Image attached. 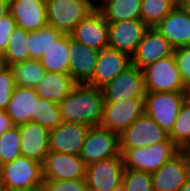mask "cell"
Masks as SVG:
<instances>
[{
	"label": "cell",
	"instance_id": "16",
	"mask_svg": "<svg viewBox=\"0 0 190 191\" xmlns=\"http://www.w3.org/2000/svg\"><path fill=\"white\" fill-rule=\"evenodd\" d=\"M173 52L170 42L155 28H149L131 56V64L143 70L146 66L173 55Z\"/></svg>",
	"mask_w": 190,
	"mask_h": 191
},
{
	"label": "cell",
	"instance_id": "32",
	"mask_svg": "<svg viewBox=\"0 0 190 191\" xmlns=\"http://www.w3.org/2000/svg\"><path fill=\"white\" fill-rule=\"evenodd\" d=\"M21 156L20 130L14 125L0 135V165L12 162Z\"/></svg>",
	"mask_w": 190,
	"mask_h": 191
},
{
	"label": "cell",
	"instance_id": "23",
	"mask_svg": "<svg viewBox=\"0 0 190 191\" xmlns=\"http://www.w3.org/2000/svg\"><path fill=\"white\" fill-rule=\"evenodd\" d=\"M37 94L28 87L17 86L13 90L11 100L5 110L14 125L35 122Z\"/></svg>",
	"mask_w": 190,
	"mask_h": 191
},
{
	"label": "cell",
	"instance_id": "19",
	"mask_svg": "<svg viewBox=\"0 0 190 191\" xmlns=\"http://www.w3.org/2000/svg\"><path fill=\"white\" fill-rule=\"evenodd\" d=\"M130 65L131 57L127 53L105 48L99 52L94 74L86 84L102 88Z\"/></svg>",
	"mask_w": 190,
	"mask_h": 191
},
{
	"label": "cell",
	"instance_id": "4",
	"mask_svg": "<svg viewBox=\"0 0 190 191\" xmlns=\"http://www.w3.org/2000/svg\"><path fill=\"white\" fill-rule=\"evenodd\" d=\"M188 98L189 91L147 92L144 98L145 114L169 134L181 106Z\"/></svg>",
	"mask_w": 190,
	"mask_h": 191
},
{
	"label": "cell",
	"instance_id": "22",
	"mask_svg": "<svg viewBox=\"0 0 190 191\" xmlns=\"http://www.w3.org/2000/svg\"><path fill=\"white\" fill-rule=\"evenodd\" d=\"M176 49L190 46V16L178 5L154 27Z\"/></svg>",
	"mask_w": 190,
	"mask_h": 191
},
{
	"label": "cell",
	"instance_id": "40",
	"mask_svg": "<svg viewBox=\"0 0 190 191\" xmlns=\"http://www.w3.org/2000/svg\"><path fill=\"white\" fill-rule=\"evenodd\" d=\"M10 0H0V18L9 13Z\"/></svg>",
	"mask_w": 190,
	"mask_h": 191
},
{
	"label": "cell",
	"instance_id": "42",
	"mask_svg": "<svg viewBox=\"0 0 190 191\" xmlns=\"http://www.w3.org/2000/svg\"><path fill=\"white\" fill-rule=\"evenodd\" d=\"M186 157V160L190 164V142L180 150Z\"/></svg>",
	"mask_w": 190,
	"mask_h": 191
},
{
	"label": "cell",
	"instance_id": "21",
	"mask_svg": "<svg viewBox=\"0 0 190 191\" xmlns=\"http://www.w3.org/2000/svg\"><path fill=\"white\" fill-rule=\"evenodd\" d=\"M20 130L21 156L43 164L49 152V129L35 122L18 125Z\"/></svg>",
	"mask_w": 190,
	"mask_h": 191
},
{
	"label": "cell",
	"instance_id": "15",
	"mask_svg": "<svg viewBox=\"0 0 190 191\" xmlns=\"http://www.w3.org/2000/svg\"><path fill=\"white\" fill-rule=\"evenodd\" d=\"M190 175V164L179 151L157 171L151 173L153 191H178Z\"/></svg>",
	"mask_w": 190,
	"mask_h": 191
},
{
	"label": "cell",
	"instance_id": "17",
	"mask_svg": "<svg viewBox=\"0 0 190 191\" xmlns=\"http://www.w3.org/2000/svg\"><path fill=\"white\" fill-rule=\"evenodd\" d=\"M89 126L62 122L49 131V151L80 155Z\"/></svg>",
	"mask_w": 190,
	"mask_h": 191
},
{
	"label": "cell",
	"instance_id": "46",
	"mask_svg": "<svg viewBox=\"0 0 190 191\" xmlns=\"http://www.w3.org/2000/svg\"><path fill=\"white\" fill-rule=\"evenodd\" d=\"M0 191H4L2 183V166L0 165Z\"/></svg>",
	"mask_w": 190,
	"mask_h": 191
},
{
	"label": "cell",
	"instance_id": "45",
	"mask_svg": "<svg viewBox=\"0 0 190 191\" xmlns=\"http://www.w3.org/2000/svg\"><path fill=\"white\" fill-rule=\"evenodd\" d=\"M6 67L5 65V61H4V56H3V53L0 52V71Z\"/></svg>",
	"mask_w": 190,
	"mask_h": 191
},
{
	"label": "cell",
	"instance_id": "3",
	"mask_svg": "<svg viewBox=\"0 0 190 191\" xmlns=\"http://www.w3.org/2000/svg\"><path fill=\"white\" fill-rule=\"evenodd\" d=\"M180 150L168 139L165 142L135 149H120L125 170L153 173Z\"/></svg>",
	"mask_w": 190,
	"mask_h": 191
},
{
	"label": "cell",
	"instance_id": "44",
	"mask_svg": "<svg viewBox=\"0 0 190 191\" xmlns=\"http://www.w3.org/2000/svg\"><path fill=\"white\" fill-rule=\"evenodd\" d=\"M112 191H126L125 185L122 182L118 186H116Z\"/></svg>",
	"mask_w": 190,
	"mask_h": 191
},
{
	"label": "cell",
	"instance_id": "43",
	"mask_svg": "<svg viewBox=\"0 0 190 191\" xmlns=\"http://www.w3.org/2000/svg\"><path fill=\"white\" fill-rule=\"evenodd\" d=\"M178 191H190V175L187 177L186 183Z\"/></svg>",
	"mask_w": 190,
	"mask_h": 191
},
{
	"label": "cell",
	"instance_id": "5",
	"mask_svg": "<svg viewBox=\"0 0 190 191\" xmlns=\"http://www.w3.org/2000/svg\"><path fill=\"white\" fill-rule=\"evenodd\" d=\"M43 180L42 164L25 156L2 165L4 191L42 188Z\"/></svg>",
	"mask_w": 190,
	"mask_h": 191
},
{
	"label": "cell",
	"instance_id": "14",
	"mask_svg": "<svg viewBox=\"0 0 190 191\" xmlns=\"http://www.w3.org/2000/svg\"><path fill=\"white\" fill-rule=\"evenodd\" d=\"M108 28V47L127 53L130 57L135 53L138 44L149 29L141 19L110 22Z\"/></svg>",
	"mask_w": 190,
	"mask_h": 191
},
{
	"label": "cell",
	"instance_id": "9",
	"mask_svg": "<svg viewBox=\"0 0 190 191\" xmlns=\"http://www.w3.org/2000/svg\"><path fill=\"white\" fill-rule=\"evenodd\" d=\"M105 102L145 97L147 91L143 70L130 65L102 87Z\"/></svg>",
	"mask_w": 190,
	"mask_h": 191
},
{
	"label": "cell",
	"instance_id": "6",
	"mask_svg": "<svg viewBox=\"0 0 190 191\" xmlns=\"http://www.w3.org/2000/svg\"><path fill=\"white\" fill-rule=\"evenodd\" d=\"M143 73L147 92L189 91L182 81L174 55L146 66Z\"/></svg>",
	"mask_w": 190,
	"mask_h": 191
},
{
	"label": "cell",
	"instance_id": "31",
	"mask_svg": "<svg viewBox=\"0 0 190 191\" xmlns=\"http://www.w3.org/2000/svg\"><path fill=\"white\" fill-rule=\"evenodd\" d=\"M168 137L179 150L190 142V98L181 106Z\"/></svg>",
	"mask_w": 190,
	"mask_h": 191
},
{
	"label": "cell",
	"instance_id": "2",
	"mask_svg": "<svg viewBox=\"0 0 190 191\" xmlns=\"http://www.w3.org/2000/svg\"><path fill=\"white\" fill-rule=\"evenodd\" d=\"M45 4L47 25L64 34H69L83 18L97 9V0H45Z\"/></svg>",
	"mask_w": 190,
	"mask_h": 191
},
{
	"label": "cell",
	"instance_id": "11",
	"mask_svg": "<svg viewBox=\"0 0 190 191\" xmlns=\"http://www.w3.org/2000/svg\"><path fill=\"white\" fill-rule=\"evenodd\" d=\"M124 170L121 154L87 165L85 177L87 191H112L122 183Z\"/></svg>",
	"mask_w": 190,
	"mask_h": 191
},
{
	"label": "cell",
	"instance_id": "12",
	"mask_svg": "<svg viewBox=\"0 0 190 191\" xmlns=\"http://www.w3.org/2000/svg\"><path fill=\"white\" fill-rule=\"evenodd\" d=\"M86 166L79 155L49 151L42 164L43 179H85Z\"/></svg>",
	"mask_w": 190,
	"mask_h": 191
},
{
	"label": "cell",
	"instance_id": "7",
	"mask_svg": "<svg viewBox=\"0 0 190 191\" xmlns=\"http://www.w3.org/2000/svg\"><path fill=\"white\" fill-rule=\"evenodd\" d=\"M144 98L135 97L119 102H104L100 127L121 134L144 113Z\"/></svg>",
	"mask_w": 190,
	"mask_h": 191
},
{
	"label": "cell",
	"instance_id": "38",
	"mask_svg": "<svg viewBox=\"0 0 190 191\" xmlns=\"http://www.w3.org/2000/svg\"><path fill=\"white\" fill-rule=\"evenodd\" d=\"M16 27L14 18L8 13L0 18V52L4 53L8 44V40Z\"/></svg>",
	"mask_w": 190,
	"mask_h": 191
},
{
	"label": "cell",
	"instance_id": "20",
	"mask_svg": "<svg viewBox=\"0 0 190 191\" xmlns=\"http://www.w3.org/2000/svg\"><path fill=\"white\" fill-rule=\"evenodd\" d=\"M9 13L16 27L32 32L47 26L45 0H10Z\"/></svg>",
	"mask_w": 190,
	"mask_h": 191
},
{
	"label": "cell",
	"instance_id": "27",
	"mask_svg": "<svg viewBox=\"0 0 190 191\" xmlns=\"http://www.w3.org/2000/svg\"><path fill=\"white\" fill-rule=\"evenodd\" d=\"M14 81L17 86L34 89L44 77L46 70L39 59H28L26 61L10 66Z\"/></svg>",
	"mask_w": 190,
	"mask_h": 191
},
{
	"label": "cell",
	"instance_id": "33",
	"mask_svg": "<svg viewBox=\"0 0 190 191\" xmlns=\"http://www.w3.org/2000/svg\"><path fill=\"white\" fill-rule=\"evenodd\" d=\"M62 122L59 105L37 96L35 123L51 130L59 126Z\"/></svg>",
	"mask_w": 190,
	"mask_h": 191
},
{
	"label": "cell",
	"instance_id": "28",
	"mask_svg": "<svg viewBox=\"0 0 190 191\" xmlns=\"http://www.w3.org/2000/svg\"><path fill=\"white\" fill-rule=\"evenodd\" d=\"M28 47V31L15 27L9 37L5 52L3 53L5 65L10 67L30 59Z\"/></svg>",
	"mask_w": 190,
	"mask_h": 191
},
{
	"label": "cell",
	"instance_id": "30",
	"mask_svg": "<svg viewBox=\"0 0 190 191\" xmlns=\"http://www.w3.org/2000/svg\"><path fill=\"white\" fill-rule=\"evenodd\" d=\"M175 6L176 4L172 0H142L141 20L149 28H154Z\"/></svg>",
	"mask_w": 190,
	"mask_h": 191
},
{
	"label": "cell",
	"instance_id": "41",
	"mask_svg": "<svg viewBox=\"0 0 190 191\" xmlns=\"http://www.w3.org/2000/svg\"><path fill=\"white\" fill-rule=\"evenodd\" d=\"M178 6L190 16V0H182Z\"/></svg>",
	"mask_w": 190,
	"mask_h": 191
},
{
	"label": "cell",
	"instance_id": "25",
	"mask_svg": "<svg viewBox=\"0 0 190 191\" xmlns=\"http://www.w3.org/2000/svg\"><path fill=\"white\" fill-rule=\"evenodd\" d=\"M142 0H97V9L108 23L141 19Z\"/></svg>",
	"mask_w": 190,
	"mask_h": 191
},
{
	"label": "cell",
	"instance_id": "13",
	"mask_svg": "<svg viewBox=\"0 0 190 191\" xmlns=\"http://www.w3.org/2000/svg\"><path fill=\"white\" fill-rule=\"evenodd\" d=\"M74 40L97 51L108 48V22L102 13L96 9L89 16L83 18L69 33Z\"/></svg>",
	"mask_w": 190,
	"mask_h": 191
},
{
	"label": "cell",
	"instance_id": "36",
	"mask_svg": "<svg viewBox=\"0 0 190 191\" xmlns=\"http://www.w3.org/2000/svg\"><path fill=\"white\" fill-rule=\"evenodd\" d=\"M43 191H87L85 179L79 180H52L44 179Z\"/></svg>",
	"mask_w": 190,
	"mask_h": 191
},
{
	"label": "cell",
	"instance_id": "48",
	"mask_svg": "<svg viewBox=\"0 0 190 191\" xmlns=\"http://www.w3.org/2000/svg\"><path fill=\"white\" fill-rule=\"evenodd\" d=\"M176 5H178L182 0H172Z\"/></svg>",
	"mask_w": 190,
	"mask_h": 191
},
{
	"label": "cell",
	"instance_id": "29",
	"mask_svg": "<svg viewBox=\"0 0 190 191\" xmlns=\"http://www.w3.org/2000/svg\"><path fill=\"white\" fill-rule=\"evenodd\" d=\"M63 34L48 25L39 30L28 32L30 59H40Z\"/></svg>",
	"mask_w": 190,
	"mask_h": 191
},
{
	"label": "cell",
	"instance_id": "10",
	"mask_svg": "<svg viewBox=\"0 0 190 191\" xmlns=\"http://www.w3.org/2000/svg\"><path fill=\"white\" fill-rule=\"evenodd\" d=\"M168 139V133L145 113L119 135L120 149L151 146Z\"/></svg>",
	"mask_w": 190,
	"mask_h": 191
},
{
	"label": "cell",
	"instance_id": "8",
	"mask_svg": "<svg viewBox=\"0 0 190 191\" xmlns=\"http://www.w3.org/2000/svg\"><path fill=\"white\" fill-rule=\"evenodd\" d=\"M119 134L100 126L90 127L80 157L86 165L119 156Z\"/></svg>",
	"mask_w": 190,
	"mask_h": 191
},
{
	"label": "cell",
	"instance_id": "24",
	"mask_svg": "<svg viewBox=\"0 0 190 191\" xmlns=\"http://www.w3.org/2000/svg\"><path fill=\"white\" fill-rule=\"evenodd\" d=\"M76 84L70 74L46 71L34 90L38 97L58 104L71 92Z\"/></svg>",
	"mask_w": 190,
	"mask_h": 191
},
{
	"label": "cell",
	"instance_id": "47",
	"mask_svg": "<svg viewBox=\"0 0 190 191\" xmlns=\"http://www.w3.org/2000/svg\"><path fill=\"white\" fill-rule=\"evenodd\" d=\"M12 191H43V190H42V188H32V189L12 190Z\"/></svg>",
	"mask_w": 190,
	"mask_h": 191
},
{
	"label": "cell",
	"instance_id": "1",
	"mask_svg": "<svg viewBox=\"0 0 190 191\" xmlns=\"http://www.w3.org/2000/svg\"><path fill=\"white\" fill-rule=\"evenodd\" d=\"M104 102L102 88L82 83L76 84L58 105L63 122L93 127L100 125Z\"/></svg>",
	"mask_w": 190,
	"mask_h": 191
},
{
	"label": "cell",
	"instance_id": "26",
	"mask_svg": "<svg viewBox=\"0 0 190 191\" xmlns=\"http://www.w3.org/2000/svg\"><path fill=\"white\" fill-rule=\"evenodd\" d=\"M48 72L69 74L68 34H63L39 59Z\"/></svg>",
	"mask_w": 190,
	"mask_h": 191
},
{
	"label": "cell",
	"instance_id": "34",
	"mask_svg": "<svg viewBox=\"0 0 190 191\" xmlns=\"http://www.w3.org/2000/svg\"><path fill=\"white\" fill-rule=\"evenodd\" d=\"M122 182L126 191H153L149 172L124 170Z\"/></svg>",
	"mask_w": 190,
	"mask_h": 191
},
{
	"label": "cell",
	"instance_id": "18",
	"mask_svg": "<svg viewBox=\"0 0 190 191\" xmlns=\"http://www.w3.org/2000/svg\"><path fill=\"white\" fill-rule=\"evenodd\" d=\"M99 52L68 34L69 74L77 84L87 83L92 78Z\"/></svg>",
	"mask_w": 190,
	"mask_h": 191
},
{
	"label": "cell",
	"instance_id": "37",
	"mask_svg": "<svg viewBox=\"0 0 190 191\" xmlns=\"http://www.w3.org/2000/svg\"><path fill=\"white\" fill-rule=\"evenodd\" d=\"M173 55L182 81L185 87L190 90V46L174 49Z\"/></svg>",
	"mask_w": 190,
	"mask_h": 191
},
{
	"label": "cell",
	"instance_id": "39",
	"mask_svg": "<svg viewBox=\"0 0 190 191\" xmlns=\"http://www.w3.org/2000/svg\"><path fill=\"white\" fill-rule=\"evenodd\" d=\"M14 126L11 118L7 115L6 111L0 110V135L6 130Z\"/></svg>",
	"mask_w": 190,
	"mask_h": 191
},
{
	"label": "cell",
	"instance_id": "35",
	"mask_svg": "<svg viewBox=\"0 0 190 191\" xmlns=\"http://www.w3.org/2000/svg\"><path fill=\"white\" fill-rule=\"evenodd\" d=\"M16 84L13 72L6 66L0 71V110H6Z\"/></svg>",
	"mask_w": 190,
	"mask_h": 191
}]
</instances>
